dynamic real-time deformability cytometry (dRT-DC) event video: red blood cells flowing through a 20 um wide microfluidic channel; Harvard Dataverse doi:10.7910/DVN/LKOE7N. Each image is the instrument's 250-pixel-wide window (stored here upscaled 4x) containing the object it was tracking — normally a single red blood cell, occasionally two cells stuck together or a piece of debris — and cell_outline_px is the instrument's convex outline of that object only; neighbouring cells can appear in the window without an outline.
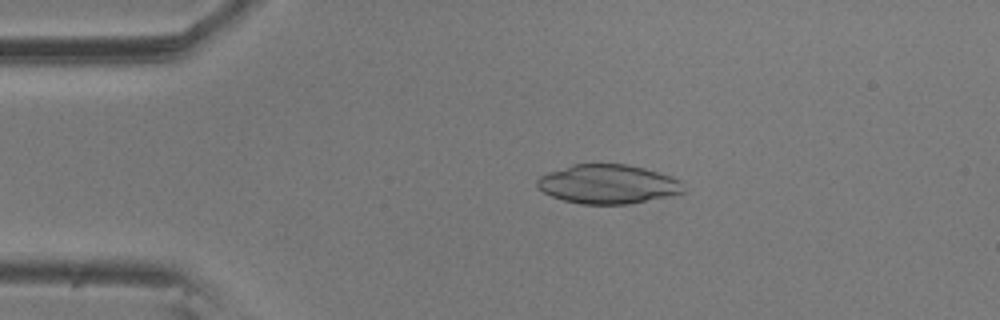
{"species": "common noctule bat (a hibernating species)", "species_latin": "Nyctalus noctula", "temperature_condition": "room temperature", "stored_images_in_passage": 53, "camera_frame_rate_fps": 3000, "um_per_image_px": 0.085, "animal": {"sex": "male", "body_mass_g": 20.5, "forearm_length_mm": 52.5}, "frame": {"image": 1, "passage_image": 10, "time_ms": 3.0, "image_size_px": [1000, 320], "cell_outline_px": [[684, 192], [628, 204], [580, 204], [564, 200], [552, 196], [544, 192], [536, 184], [536, 180], [540, 176], [548, 172], [572, 164], [628, 164], [644, 168], [680, 180]], "centroid_in_image_um": [51.62, 15.64], "position_along_channel_um": 33.4, "area_um2": 32.95}}
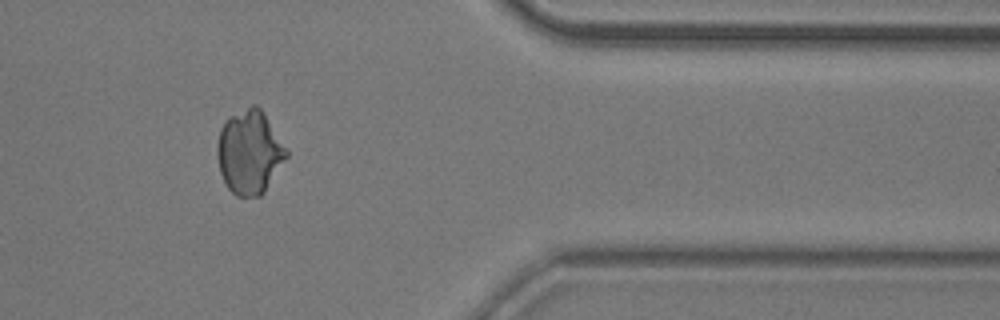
{"frame": {"image": 2, "passage_image": 45, "time_ms": 14.667, "image_size_px": [1000, 320], "cell_outline_px": [[288, 156], [264, 192], [260, 196], [236, 196], [228, 188], [220, 172], [216, 156], [216, 144], [220, 128], [224, 120], [228, 116], [252, 104], [256, 104], [260, 108], [288, 152]], "centroid_in_image_um": [21.16, 12.92], "position_along_channel_um": 390.2, "area_um2": 33.64}}